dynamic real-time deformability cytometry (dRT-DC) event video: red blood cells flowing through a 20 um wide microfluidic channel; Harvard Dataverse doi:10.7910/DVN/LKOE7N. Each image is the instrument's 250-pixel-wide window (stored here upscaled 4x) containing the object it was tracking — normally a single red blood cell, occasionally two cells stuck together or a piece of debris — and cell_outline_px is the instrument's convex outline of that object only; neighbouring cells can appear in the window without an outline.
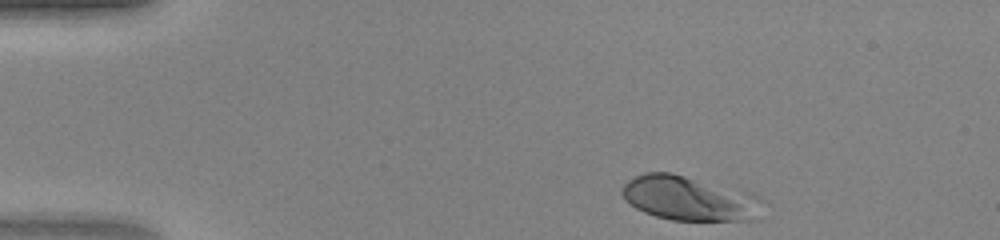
{"species": "human", "species_latin": "Homo sapiens", "temperature_condition": "warm", "stored_images_in_passage": 40, "camera_frame_rate_fps": 3000, "um_per_image_px": 0.085, "donor": {"sex": "female"}, "frame": {"image": 1, "passage_image": 1, "time_ms": 0.0, "image_size_px": [1000, 240], "cell_outline_px": [[760, 220], [672, 220], [656, 216], [644, 212], [636, 208], [624, 200], [620, 192], [624, 184], [628, 180], [644, 172], [668, 172], [752, 192], [756, 196]], "centroid_in_image_um": [58.52, 16.86], "position_along_channel_um": 26.5, "area_um2": 36.18}}
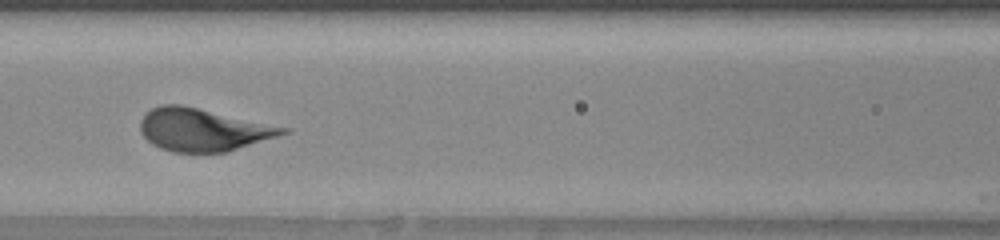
{"frame": {"image": 2, "passage_image": 15, "time_ms": 4.667, "image_size_px": [1000, 240], "cell_outline_px": [[292, 132], [228, 152], [172, 152], [160, 148], [152, 144], [140, 132], [140, 120], [152, 108], [160, 104], [180, 104], [292, 128]], "centroid_in_image_um": [17.3, 11.03], "position_along_channel_um": 149.3, "area_um2": 35.66}}
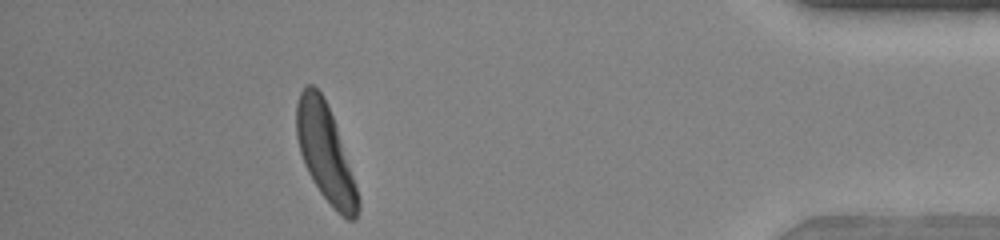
{"frame": {"image": 3, "passage_image": 36, "time_ms": 11.667, "image_size_px": [1000, 240], "cell_outline_px": [[360, 208], [356, 220], [348, 220], [336, 212], [332, 208], [320, 192], [312, 180], [304, 164], [300, 152], [296, 136], [296, 104], [300, 92], [304, 84], [312, 84], [320, 92], [336, 124], [360, 200]], "centroid_in_image_um": [27.64, 13.03], "position_along_channel_um": 407.6, "area_um2": 34.56}}